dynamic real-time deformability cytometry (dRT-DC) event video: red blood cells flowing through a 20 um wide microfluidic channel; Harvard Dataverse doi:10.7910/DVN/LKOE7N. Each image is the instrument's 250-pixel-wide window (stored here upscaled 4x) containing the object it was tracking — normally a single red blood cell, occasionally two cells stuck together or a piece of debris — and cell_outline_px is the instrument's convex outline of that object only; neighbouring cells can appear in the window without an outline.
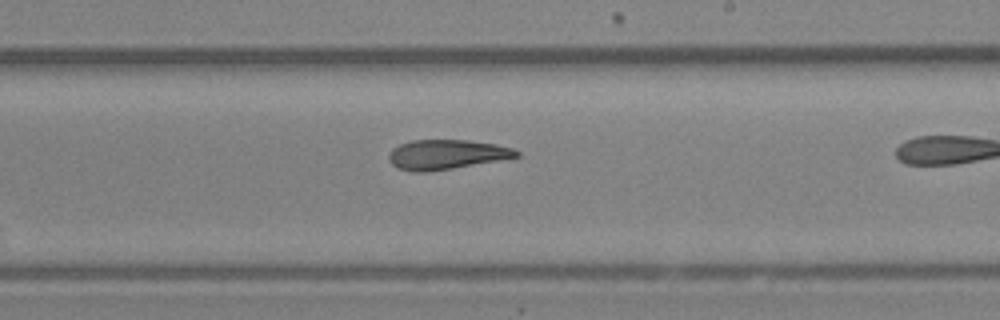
{"species": "Egyptian fruit bat (a non-hibernating species)", "species_latin": "Rousettus aegyptiacus", "temperature_condition": "room temperature", "stored_images_in_passage": 29, "camera_frame_rate_fps": 3000, "um_per_image_px": 0.085, "animal": {"sex": "female"}, "frame": {"image": 1, "passage_image": 21, "time_ms": 6.667, "image_size_px": [1000, 320], "cell_outline_px": [[520, 156], [500, 160], [452, 168], [424, 172], [412, 172], [396, 168], [388, 160], [388, 156], [392, 148], [400, 144], [412, 140], [468, 140], [496, 144], [512, 148], [520, 152]], "centroid_in_image_um": [37.92, 13.13], "position_along_channel_um": 251.1, "area_um2": 22.08}}